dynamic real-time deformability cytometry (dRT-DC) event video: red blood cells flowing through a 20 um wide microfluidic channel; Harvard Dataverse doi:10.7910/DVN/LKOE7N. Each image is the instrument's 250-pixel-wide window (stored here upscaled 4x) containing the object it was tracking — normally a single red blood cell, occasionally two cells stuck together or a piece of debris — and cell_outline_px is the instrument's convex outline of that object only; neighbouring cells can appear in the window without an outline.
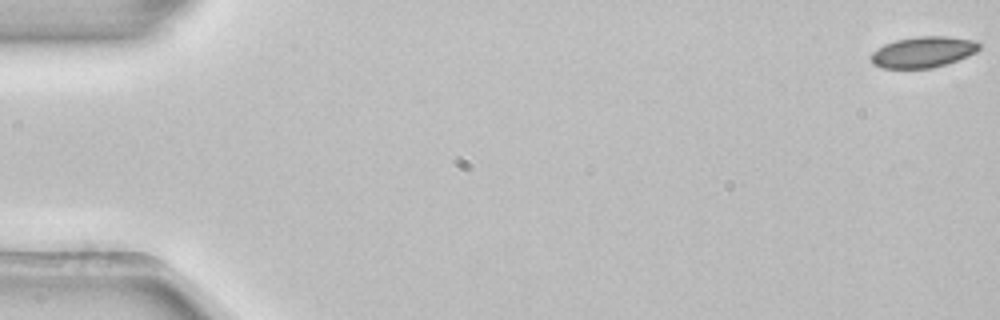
{"species": "common noctule bat (a hibernating species)", "species_latin": "Nyctalus noctula", "temperature_condition": "room temperature", "stored_images_in_passage": 2, "segment_of_instrument_passage": [2, 2], "camera_frame_rate_fps": 3000, "um_per_image_px": 0.085, "animal": {"sex": "female", "body_mass_g": 22.7, "forearm_length_mm": 54.2}, "frame": {"image": 1, "passage_image": 2, "time_ms": 0.333, "image_size_px": [1000, 320], "cell_outline_px": [[980, 48], [976, 52], [968, 56], [932, 68], [884, 68], [872, 64], [872, 52], [876, 48], [884, 44], [896, 40], [916, 36], [948, 36], [976, 40], [980, 44]], "centroid_in_image_um": [78.47, 4.41], "position_along_channel_um": 6.5, "area_um2": 19.54}}